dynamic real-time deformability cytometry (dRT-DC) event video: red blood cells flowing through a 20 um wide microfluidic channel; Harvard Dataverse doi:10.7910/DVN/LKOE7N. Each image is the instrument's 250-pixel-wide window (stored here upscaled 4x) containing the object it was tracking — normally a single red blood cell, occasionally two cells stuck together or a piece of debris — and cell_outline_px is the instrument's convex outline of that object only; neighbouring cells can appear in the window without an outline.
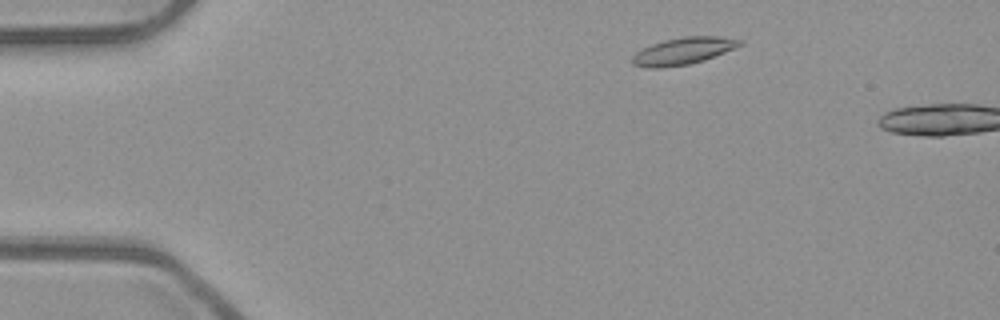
{"species": "common noctule bat (a hibernating species)", "species_latin": "Nyctalus noctula", "temperature_condition": "room temperature", "stored_images_in_passage": 5, "camera_frame_rate_fps": 3000, "um_per_image_px": 0.085, "animal": {"sex": "male", "body_mass_g": 23.1, "forearm_length_mm": 52.7}, "frame": {"image": 1, "passage_image": 3, "time_ms": 0.667, "image_size_px": [1000, 320], "cell_outline_px": [[744, 44], [704, 60], [688, 64], [660, 68], [648, 68], [632, 64], [632, 56], [636, 52], [652, 44], [664, 40], [684, 36], [716, 36], [744, 40]], "centroid_in_image_um": [58.08, 4.33], "position_along_channel_um": 26.9, "area_um2": 16.82}}